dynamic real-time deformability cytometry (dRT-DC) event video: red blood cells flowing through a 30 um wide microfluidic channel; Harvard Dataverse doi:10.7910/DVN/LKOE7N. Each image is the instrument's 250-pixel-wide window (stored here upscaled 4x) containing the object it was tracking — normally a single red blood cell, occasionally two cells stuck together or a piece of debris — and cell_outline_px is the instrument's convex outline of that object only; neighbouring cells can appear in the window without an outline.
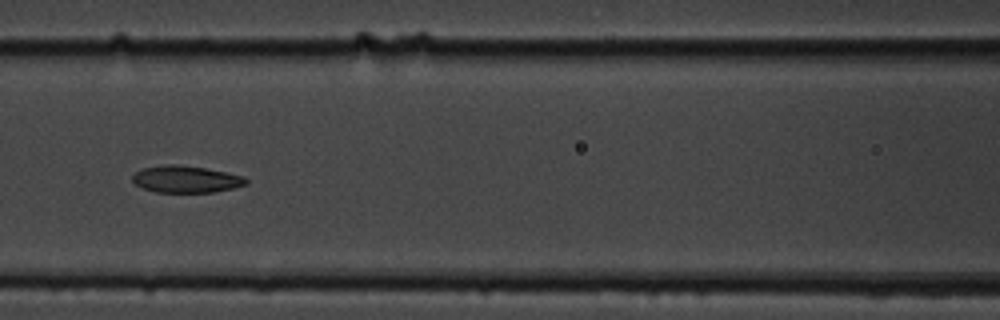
{"species": "common noctule bat (a hibernating species)", "species_latin": "Nyctalus noctula", "temperature_condition": "cold", "stored_images_in_passage": 12, "segment_of_instrument_passage": [1, 2], "camera_frame_rate_fps": 3000, "um_per_image_px": 0.085, "animal": {"sex": "male", "body_mass_g": 19.5, "forearm_length_mm": 54.6}, "frame": {"image": 1, "passage_image": 7, "time_ms": 7.667, "image_size_px": [1000, 320], "cell_outline_px": [[248, 184], [216, 192], [156, 192], [144, 188], [136, 184], [132, 180], [132, 176], [136, 172], [144, 168], [164, 164], [180, 164], [204, 168], [244, 176], [248, 180]], "centroid_in_image_um": [15.82, 15.23], "position_along_channel_um": 150.8, "area_um2": 17.74}}
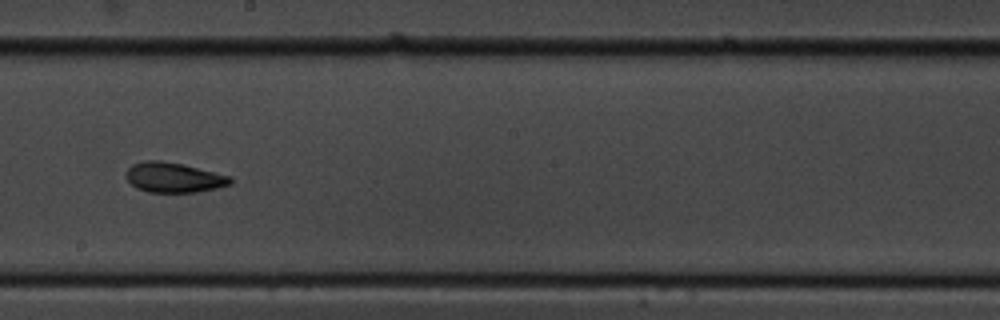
{"frame": {"image": 2, "passage_image": 9, "time_ms": 10.0, "image_size_px": [1000, 320], "cell_outline_px": [[232, 184], [216, 188], [196, 192], [148, 192], [136, 188], [124, 176], [128, 168], [132, 164], [144, 160], [160, 160], [184, 164], [232, 176]], "centroid_in_image_um": [14.77, 15.07], "position_along_channel_um": 233.4, "area_um2": 18.44}}
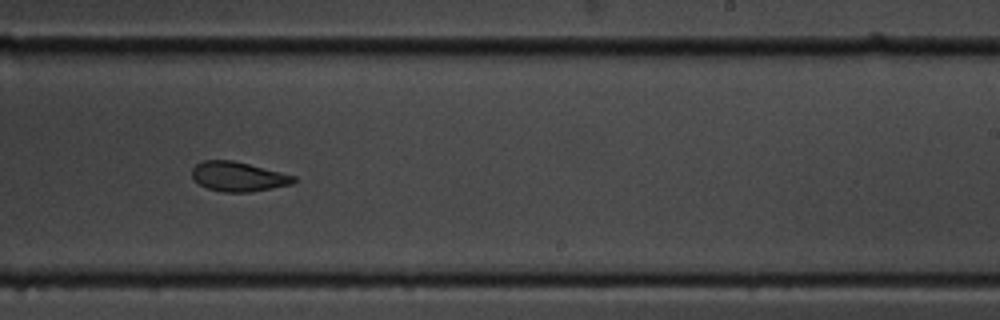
{"frame": {"image": 3, "passage_image": 10, "time_ms": 11.0, "image_size_px": [1000, 320], "cell_outline_px": [[296, 180], [292, 184], [252, 192], [224, 192], [208, 188], [200, 184], [192, 176], [192, 168], [196, 164], [204, 160], [232, 160], [296, 176]], "centroid_in_image_um": [20.25, 15.01], "position_along_channel_um": 268.7, "area_um2": 17.34}}